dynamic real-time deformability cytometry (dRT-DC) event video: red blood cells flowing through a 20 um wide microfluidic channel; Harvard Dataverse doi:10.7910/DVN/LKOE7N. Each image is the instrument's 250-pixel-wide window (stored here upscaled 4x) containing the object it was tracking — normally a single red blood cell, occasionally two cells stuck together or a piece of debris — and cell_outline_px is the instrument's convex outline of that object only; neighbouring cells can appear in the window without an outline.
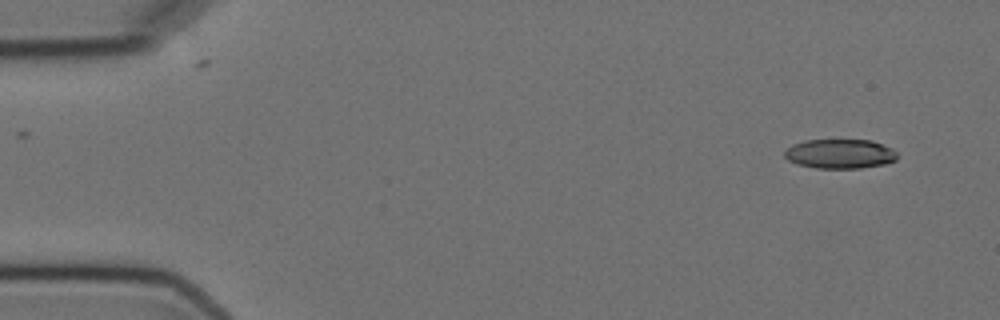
{"species": "Egyptian fruit bat (a non-hibernating species)", "species_latin": "Rousettus aegyptiacus", "temperature_condition": "cold", "stored_images_in_passage": 7, "camera_frame_rate_fps": 3000, "um_per_image_px": 0.085, "animal": {"sex": "female"}, "frame": {"image": 1, "passage_image": 1, "time_ms": 0.0, "image_size_px": [1000, 320], "cell_outline_px": [[900, 156], [896, 160], [884, 164], [860, 168], [816, 168], [796, 164], [788, 160], [784, 156], [784, 152], [792, 144], [804, 140], [872, 140], [892, 148]], "centroid_in_image_um": [71.41, 13.07], "position_along_channel_um": 13.6, "area_um2": 19.48}}
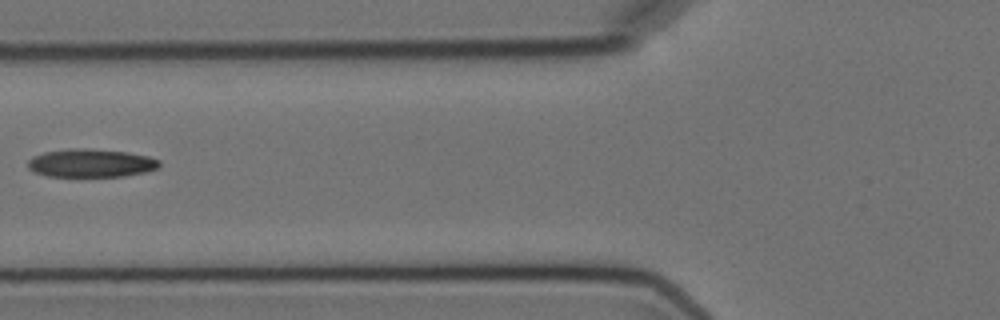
{"frame": {"image": 2, "passage_image": 6, "time_ms": 6.0, "image_size_px": [1000, 320], "cell_outline_px": [[160, 168], [148, 172], [124, 176], [48, 176], [36, 172], [28, 168], [28, 160], [32, 156], [44, 152], [68, 148], [88, 148], [128, 152], [148, 156], [160, 160]], "centroid_in_image_um": [7.77, 13.85], "position_along_channel_um": 118.0, "area_um2": 21.85}}
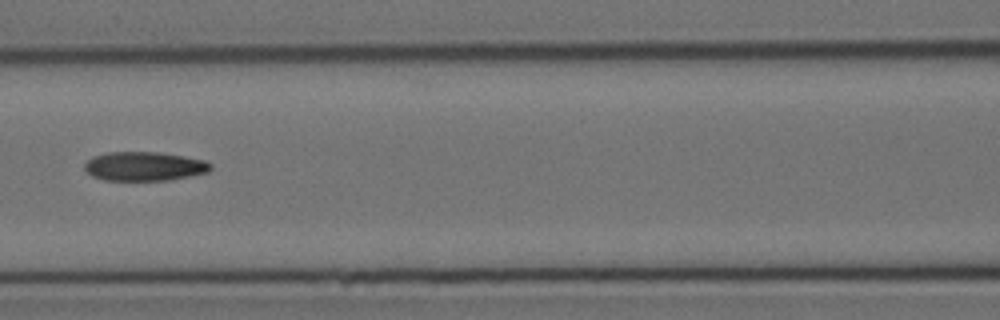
{"frame": {"image": 3, "passage_image": 7, "time_ms": 7.0, "image_size_px": [1000, 320], "cell_outline_px": [[212, 168], [208, 172], [168, 180], [104, 180], [92, 176], [84, 168], [84, 164], [92, 156], [108, 152], [160, 152], [184, 156], [204, 160], [212, 164]], "centroid_in_image_um": [12.26, 14.13], "position_along_channel_um": 154.3, "area_um2": 21.33}}